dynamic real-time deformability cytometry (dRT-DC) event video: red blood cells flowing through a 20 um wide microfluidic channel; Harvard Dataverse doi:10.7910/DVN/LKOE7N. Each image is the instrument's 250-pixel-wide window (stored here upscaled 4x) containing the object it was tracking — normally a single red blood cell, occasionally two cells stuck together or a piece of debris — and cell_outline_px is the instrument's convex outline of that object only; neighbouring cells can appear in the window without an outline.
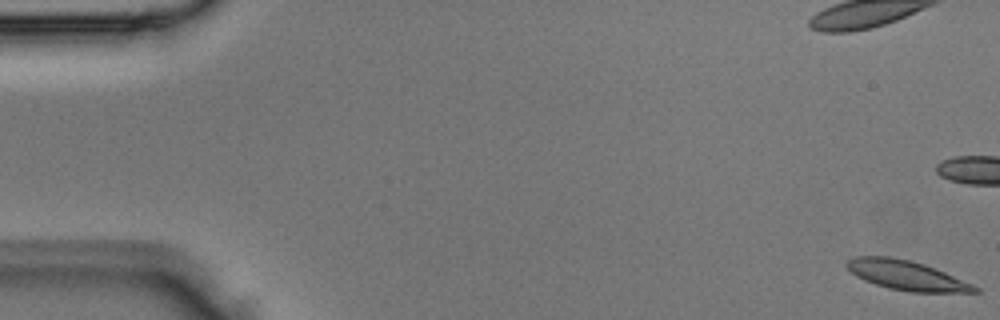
{"species": "Egyptian fruit bat (a non-hibernating species)", "species_latin": "Rousettus aegyptiacus", "temperature_condition": "room temperature", "stored_images_in_passage": 6, "camera_frame_rate_fps": 3000, "um_per_image_px": 0.085, "animal": {"sex": "male"}, "frame": {"image": 1, "passage_image": 1, "time_ms": 0.0, "image_size_px": [1000, 320], "cell_outline_px": [[980, 292], [908, 292], [888, 288], [864, 280], [856, 276], [844, 264], [848, 260], [856, 256], [888, 256], [908, 260], [924, 264], [944, 272], [972, 284], [980, 288]], "centroid_in_image_um": [77.04, 23.41], "position_along_channel_um": 8.0, "area_um2": 21.79}}